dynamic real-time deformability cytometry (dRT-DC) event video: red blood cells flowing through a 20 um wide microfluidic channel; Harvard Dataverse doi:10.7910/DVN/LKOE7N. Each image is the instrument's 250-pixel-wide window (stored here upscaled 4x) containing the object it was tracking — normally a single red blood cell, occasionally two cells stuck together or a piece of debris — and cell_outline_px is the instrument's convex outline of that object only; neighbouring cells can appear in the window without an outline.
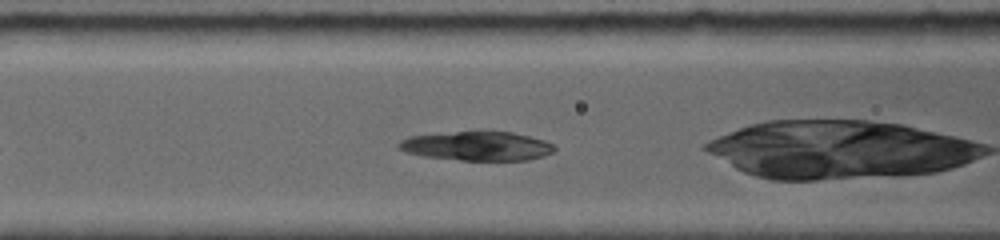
{"species": "common noctule bat (a hibernating species)", "species_latin": "Nyctalus noctula", "temperature_condition": "room temperature", "stored_images_in_passage": 12, "camera_frame_rate_fps": 5000, "um_per_image_px": 0.085, "animal": {"sex": "female", "body_mass_g": 19.0, "forearm_length_mm": 56.7}, "frame": {"image": 1, "passage_image": 4, "time_ms": 1.4, "image_size_px": [1000, 240], "cell_outline_px": [[556, 148], [552, 152], [544, 156], [528, 160], [460, 160], [424, 156], [404, 152], [396, 144], [400, 140], [408, 136], [480, 128], [512, 132], [544, 140], [552, 144]], "centroid_in_image_um": [40.52, 12.37], "position_along_channel_um": 126.1, "area_um2": 27.34}}